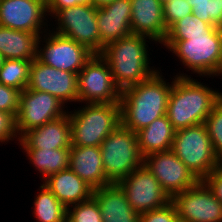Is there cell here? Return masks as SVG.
I'll return each instance as SVG.
<instances>
[{
  "label": "cell",
  "mask_w": 222,
  "mask_h": 222,
  "mask_svg": "<svg viewBox=\"0 0 222 222\" xmlns=\"http://www.w3.org/2000/svg\"><path fill=\"white\" fill-rule=\"evenodd\" d=\"M162 45L184 65L188 74L210 78L220 60L222 50V28L211 35L166 36ZM209 76V77H208Z\"/></svg>",
  "instance_id": "obj_4"
},
{
  "label": "cell",
  "mask_w": 222,
  "mask_h": 222,
  "mask_svg": "<svg viewBox=\"0 0 222 222\" xmlns=\"http://www.w3.org/2000/svg\"><path fill=\"white\" fill-rule=\"evenodd\" d=\"M18 141L20 137L16 128V116L6 111H0V145L10 141Z\"/></svg>",
  "instance_id": "obj_34"
},
{
  "label": "cell",
  "mask_w": 222,
  "mask_h": 222,
  "mask_svg": "<svg viewBox=\"0 0 222 222\" xmlns=\"http://www.w3.org/2000/svg\"><path fill=\"white\" fill-rule=\"evenodd\" d=\"M217 76L218 77L222 76V50H221V55H220V60L218 62V65H217V67H216V69H215V71H214V73L211 77L213 79L214 77L217 78Z\"/></svg>",
  "instance_id": "obj_39"
},
{
  "label": "cell",
  "mask_w": 222,
  "mask_h": 222,
  "mask_svg": "<svg viewBox=\"0 0 222 222\" xmlns=\"http://www.w3.org/2000/svg\"><path fill=\"white\" fill-rule=\"evenodd\" d=\"M131 1V31L151 38L155 44L166 39L168 29L164 23L163 6L159 0Z\"/></svg>",
  "instance_id": "obj_18"
},
{
  "label": "cell",
  "mask_w": 222,
  "mask_h": 222,
  "mask_svg": "<svg viewBox=\"0 0 222 222\" xmlns=\"http://www.w3.org/2000/svg\"><path fill=\"white\" fill-rule=\"evenodd\" d=\"M117 184L124 191L132 209L139 214L162 208L171 201L155 176L143 164Z\"/></svg>",
  "instance_id": "obj_11"
},
{
  "label": "cell",
  "mask_w": 222,
  "mask_h": 222,
  "mask_svg": "<svg viewBox=\"0 0 222 222\" xmlns=\"http://www.w3.org/2000/svg\"><path fill=\"white\" fill-rule=\"evenodd\" d=\"M103 167L111 183L130 175L143 164L136 132L120 124L100 145Z\"/></svg>",
  "instance_id": "obj_7"
},
{
  "label": "cell",
  "mask_w": 222,
  "mask_h": 222,
  "mask_svg": "<svg viewBox=\"0 0 222 222\" xmlns=\"http://www.w3.org/2000/svg\"><path fill=\"white\" fill-rule=\"evenodd\" d=\"M5 58L3 57V55L0 53V69L4 63Z\"/></svg>",
  "instance_id": "obj_40"
},
{
  "label": "cell",
  "mask_w": 222,
  "mask_h": 222,
  "mask_svg": "<svg viewBox=\"0 0 222 222\" xmlns=\"http://www.w3.org/2000/svg\"><path fill=\"white\" fill-rule=\"evenodd\" d=\"M143 165L155 176L171 199L200 181L171 149L145 156Z\"/></svg>",
  "instance_id": "obj_14"
},
{
  "label": "cell",
  "mask_w": 222,
  "mask_h": 222,
  "mask_svg": "<svg viewBox=\"0 0 222 222\" xmlns=\"http://www.w3.org/2000/svg\"><path fill=\"white\" fill-rule=\"evenodd\" d=\"M115 0H91L92 5L97 7V8H101L104 7L112 2H114Z\"/></svg>",
  "instance_id": "obj_38"
},
{
  "label": "cell",
  "mask_w": 222,
  "mask_h": 222,
  "mask_svg": "<svg viewBox=\"0 0 222 222\" xmlns=\"http://www.w3.org/2000/svg\"><path fill=\"white\" fill-rule=\"evenodd\" d=\"M215 155L222 162V98L213 106L205 123Z\"/></svg>",
  "instance_id": "obj_31"
},
{
  "label": "cell",
  "mask_w": 222,
  "mask_h": 222,
  "mask_svg": "<svg viewBox=\"0 0 222 222\" xmlns=\"http://www.w3.org/2000/svg\"><path fill=\"white\" fill-rule=\"evenodd\" d=\"M164 23L169 29L176 21L192 14V7L187 0H172L163 6Z\"/></svg>",
  "instance_id": "obj_32"
},
{
  "label": "cell",
  "mask_w": 222,
  "mask_h": 222,
  "mask_svg": "<svg viewBox=\"0 0 222 222\" xmlns=\"http://www.w3.org/2000/svg\"><path fill=\"white\" fill-rule=\"evenodd\" d=\"M39 34L0 26V53L5 59L34 60Z\"/></svg>",
  "instance_id": "obj_23"
},
{
  "label": "cell",
  "mask_w": 222,
  "mask_h": 222,
  "mask_svg": "<svg viewBox=\"0 0 222 222\" xmlns=\"http://www.w3.org/2000/svg\"><path fill=\"white\" fill-rule=\"evenodd\" d=\"M170 83L158 69L143 82L123 89L120 98L121 124L137 132L166 115L172 88Z\"/></svg>",
  "instance_id": "obj_2"
},
{
  "label": "cell",
  "mask_w": 222,
  "mask_h": 222,
  "mask_svg": "<svg viewBox=\"0 0 222 222\" xmlns=\"http://www.w3.org/2000/svg\"><path fill=\"white\" fill-rule=\"evenodd\" d=\"M152 42L147 36L130 34L104 46L100 55L108 63L113 81L121 91L143 82L158 70L150 66L151 47L148 44Z\"/></svg>",
  "instance_id": "obj_3"
},
{
  "label": "cell",
  "mask_w": 222,
  "mask_h": 222,
  "mask_svg": "<svg viewBox=\"0 0 222 222\" xmlns=\"http://www.w3.org/2000/svg\"><path fill=\"white\" fill-rule=\"evenodd\" d=\"M42 182L66 208L93 196V188L70 168L49 175Z\"/></svg>",
  "instance_id": "obj_22"
},
{
  "label": "cell",
  "mask_w": 222,
  "mask_h": 222,
  "mask_svg": "<svg viewBox=\"0 0 222 222\" xmlns=\"http://www.w3.org/2000/svg\"><path fill=\"white\" fill-rule=\"evenodd\" d=\"M42 182L49 175L69 168L70 149H22ZM42 176V177H41Z\"/></svg>",
  "instance_id": "obj_25"
},
{
  "label": "cell",
  "mask_w": 222,
  "mask_h": 222,
  "mask_svg": "<svg viewBox=\"0 0 222 222\" xmlns=\"http://www.w3.org/2000/svg\"><path fill=\"white\" fill-rule=\"evenodd\" d=\"M27 89L54 95L65 106L71 102L78 104L77 74L55 69L37 58L30 65Z\"/></svg>",
  "instance_id": "obj_16"
},
{
  "label": "cell",
  "mask_w": 222,
  "mask_h": 222,
  "mask_svg": "<svg viewBox=\"0 0 222 222\" xmlns=\"http://www.w3.org/2000/svg\"><path fill=\"white\" fill-rule=\"evenodd\" d=\"M78 102L81 104L120 103L121 90L111 69L100 54H94L77 74Z\"/></svg>",
  "instance_id": "obj_9"
},
{
  "label": "cell",
  "mask_w": 222,
  "mask_h": 222,
  "mask_svg": "<svg viewBox=\"0 0 222 222\" xmlns=\"http://www.w3.org/2000/svg\"><path fill=\"white\" fill-rule=\"evenodd\" d=\"M55 25L52 23L53 20ZM49 23L52 31L86 46L94 54H100V34L97 25V7L76 5L59 9ZM56 28H55V27Z\"/></svg>",
  "instance_id": "obj_8"
},
{
  "label": "cell",
  "mask_w": 222,
  "mask_h": 222,
  "mask_svg": "<svg viewBox=\"0 0 222 222\" xmlns=\"http://www.w3.org/2000/svg\"><path fill=\"white\" fill-rule=\"evenodd\" d=\"M171 150L199 180L222 163L213 151L205 124L175 130Z\"/></svg>",
  "instance_id": "obj_6"
},
{
  "label": "cell",
  "mask_w": 222,
  "mask_h": 222,
  "mask_svg": "<svg viewBox=\"0 0 222 222\" xmlns=\"http://www.w3.org/2000/svg\"><path fill=\"white\" fill-rule=\"evenodd\" d=\"M21 91L0 83V111L17 116Z\"/></svg>",
  "instance_id": "obj_35"
},
{
  "label": "cell",
  "mask_w": 222,
  "mask_h": 222,
  "mask_svg": "<svg viewBox=\"0 0 222 222\" xmlns=\"http://www.w3.org/2000/svg\"><path fill=\"white\" fill-rule=\"evenodd\" d=\"M20 149H70L71 124L68 112L55 120L25 132L19 140Z\"/></svg>",
  "instance_id": "obj_17"
},
{
  "label": "cell",
  "mask_w": 222,
  "mask_h": 222,
  "mask_svg": "<svg viewBox=\"0 0 222 222\" xmlns=\"http://www.w3.org/2000/svg\"><path fill=\"white\" fill-rule=\"evenodd\" d=\"M69 168L93 189L111 184L104 171L100 147L71 146Z\"/></svg>",
  "instance_id": "obj_20"
},
{
  "label": "cell",
  "mask_w": 222,
  "mask_h": 222,
  "mask_svg": "<svg viewBox=\"0 0 222 222\" xmlns=\"http://www.w3.org/2000/svg\"><path fill=\"white\" fill-rule=\"evenodd\" d=\"M69 107L61 103L54 95L25 89L20 94L16 128L19 137L35 127L64 116Z\"/></svg>",
  "instance_id": "obj_12"
},
{
  "label": "cell",
  "mask_w": 222,
  "mask_h": 222,
  "mask_svg": "<svg viewBox=\"0 0 222 222\" xmlns=\"http://www.w3.org/2000/svg\"><path fill=\"white\" fill-rule=\"evenodd\" d=\"M39 193L32 202V216L36 222H64L67 218V208L42 183Z\"/></svg>",
  "instance_id": "obj_26"
},
{
  "label": "cell",
  "mask_w": 222,
  "mask_h": 222,
  "mask_svg": "<svg viewBox=\"0 0 222 222\" xmlns=\"http://www.w3.org/2000/svg\"><path fill=\"white\" fill-rule=\"evenodd\" d=\"M171 201L179 222H222V203L203 180L176 194Z\"/></svg>",
  "instance_id": "obj_13"
},
{
  "label": "cell",
  "mask_w": 222,
  "mask_h": 222,
  "mask_svg": "<svg viewBox=\"0 0 222 222\" xmlns=\"http://www.w3.org/2000/svg\"><path fill=\"white\" fill-rule=\"evenodd\" d=\"M76 5H92L91 0H46L47 14L49 20L59 10Z\"/></svg>",
  "instance_id": "obj_36"
},
{
  "label": "cell",
  "mask_w": 222,
  "mask_h": 222,
  "mask_svg": "<svg viewBox=\"0 0 222 222\" xmlns=\"http://www.w3.org/2000/svg\"><path fill=\"white\" fill-rule=\"evenodd\" d=\"M161 5L164 6L165 4L169 3L172 0H159Z\"/></svg>",
  "instance_id": "obj_41"
},
{
  "label": "cell",
  "mask_w": 222,
  "mask_h": 222,
  "mask_svg": "<svg viewBox=\"0 0 222 222\" xmlns=\"http://www.w3.org/2000/svg\"><path fill=\"white\" fill-rule=\"evenodd\" d=\"M48 19L46 0H0V26L41 36Z\"/></svg>",
  "instance_id": "obj_15"
},
{
  "label": "cell",
  "mask_w": 222,
  "mask_h": 222,
  "mask_svg": "<svg viewBox=\"0 0 222 222\" xmlns=\"http://www.w3.org/2000/svg\"><path fill=\"white\" fill-rule=\"evenodd\" d=\"M69 111L71 146L100 147L104 139L121 124L120 103L80 104Z\"/></svg>",
  "instance_id": "obj_5"
},
{
  "label": "cell",
  "mask_w": 222,
  "mask_h": 222,
  "mask_svg": "<svg viewBox=\"0 0 222 222\" xmlns=\"http://www.w3.org/2000/svg\"><path fill=\"white\" fill-rule=\"evenodd\" d=\"M33 60L5 59L0 69V83L24 91L28 87Z\"/></svg>",
  "instance_id": "obj_27"
},
{
  "label": "cell",
  "mask_w": 222,
  "mask_h": 222,
  "mask_svg": "<svg viewBox=\"0 0 222 222\" xmlns=\"http://www.w3.org/2000/svg\"><path fill=\"white\" fill-rule=\"evenodd\" d=\"M131 1L115 0L97 8V25L100 34V53L104 46L132 34Z\"/></svg>",
  "instance_id": "obj_19"
},
{
  "label": "cell",
  "mask_w": 222,
  "mask_h": 222,
  "mask_svg": "<svg viewBox=\"0 0 222 222\" xmlns=\"http://www.w3.org/2000/svg\"><path fill=\"white\" fill-rule=\"evenodd\" d=\"M192 13L212 26L222 28V0H187Z\"/></svg>",
  "instance_id": "obj_29"
},
{
  "label": "cell",
  "mask_w": 222,
  "mask_h": 222,
  "mask_svg": "<svg viewBox=\"0 0 222 222\" xmlns=\"http://www.w3.org/2000/svg\"><path fill=\"white\" fill-rule=\"evenodd\" d=\"M93 55L86 46L49 28L38 40L36 58L55 69L78 74Z\"/></svg>",
  "instance_id": "obj_10"
},
{
  "label": "cell",
  "mask_w": 222,
  "mask_h": 222,
  "mask_svg": "<svg viewBox=\"0 0 222 222\" xmlns=\"http://www.w3.org/2000/svg\"><path fill=\"white\" fill-rule=\"evenodd\" d=\"M215 197L222 203V163L204 180Z\"/></svg>",
  "instance_id": "obj_37"
},
{
  "label": "cell",
  "mask_w": 222,
  "mask_h": 222,
  "mask_svg": "<svg viewBox=\"0 0 222 222\" xmlns=\"http://www.w3.org/2000/svg\"><path fill=\"white\" fill-rule=\"evenodd\" d=\"M173 77L166 111L172 127L178 130L204 124L222 93L183 71Z\"/></svg>",
  "instance_id": "obj_1"
},
{
  "label": "cell",
  "mask_w": 222,
  "mask_h": 222,
  "mask_svg": "<svg viewBox=\"0 0 222 222\" xmlns=\"http://www.w3.org/2000/svg\"><path fill=\"white\" fill-rule=\"evenodd\" d=\"M139 222H179L176 206L170 201L162 208L144 212Z\"/></svg>",
  "instance_id": "obj_33"
},
{
  "label": "cell",
  "mask_w": 222,
  "mask_h": 222,
  "mask_svg": "<svg viewBox=\"0 0 222 222\" xmlns=\"http://www.w3.org/2000/svg\"><path fill=\"white\" fill-rule=\"evenodd\" d=\"M68 222H103L101 210L96 199H90L67 208Z\"/></svg>",
  "instance_id": "obj_30"
},
{
  "label": "cell",
  "mask_w": 222,
  "mask_h": 222,
  "mask_svg": "<svg viewBox=\"0 0 222 222\" xmlns=\"http://www.w3.org/2000/svg\"><path fill=\"white\" fill-rule=\"evenodd\" d=\"M93 197L99 204L103 222H139L136 213L117 183L93 189Z\"/></svg>",
  "instance_id": "obj_21"
},
{
  "label": "cell",
  "mask_w": 222,
  "mask_h": 222,
  "mask_svg": "<svg viewBox=\"0 0 222 222\" xmlns=\"http://www.w3.org/2000/svg\"><path fill=\"white\" fill-rule=\"evenodd\" d=\"M140 154L145 156L172 148L175 129L167 115L155 119L150 125L136 132Z\"/></svg>",
  "instance_id": "obj_24"
},
{
  "label": "cell",
  "mask_w": 222,
  "mask_h": 222,
  "mask_svg": "<svg viewBox=\"0 0 222 222\" xmlns=\"http://www.w3.org/2000/svg\"><path fill=\"white\" fill-rule=\"evenodd\" d=\"M217 28L218 26H212L192 13L176 21L168 29L167 36L211 35Z\"/></svg>",
  "instance_id": "obj_28"
}]
</instances>
